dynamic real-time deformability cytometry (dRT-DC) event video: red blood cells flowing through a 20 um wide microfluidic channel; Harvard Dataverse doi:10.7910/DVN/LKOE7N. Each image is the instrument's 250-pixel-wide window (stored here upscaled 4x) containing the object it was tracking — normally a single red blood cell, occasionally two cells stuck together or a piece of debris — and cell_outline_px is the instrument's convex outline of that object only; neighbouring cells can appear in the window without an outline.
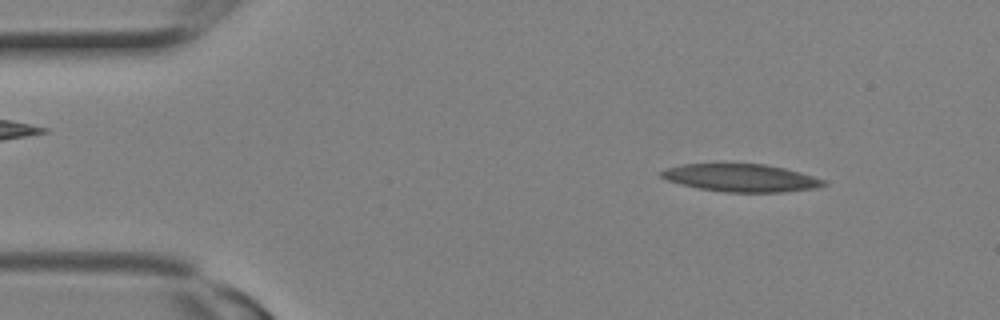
{"species": "Egyptian fruit bat (a non-hibernating species)", "species_latin": "Rousettus aegyptiacus", "temperature_condition": "room temperature", "stored_images_in_passage": 8, "camera_frame_rate_fps": 3000, "um_per_image_px": 0.085, "animal": {"sex": "female"}, "frame": {"image": 1, "passage_image": 2, "time_ms": 0.333, "image_size_px": [1000, 320], "cell_outline_px": [[828, 184], [816, 188], [784, 192], [724, 192], [700, 188], [680, 184], [668, 180], [660, 176], [660, 172], [668, 168], [684, 164], [764, 164], [784, 168], [800, 172], [824, 180]], "centroid_in_image_um": [63.01, 15.12], "position_along_channel_um": 22.0, "area_um2": 25.95}}
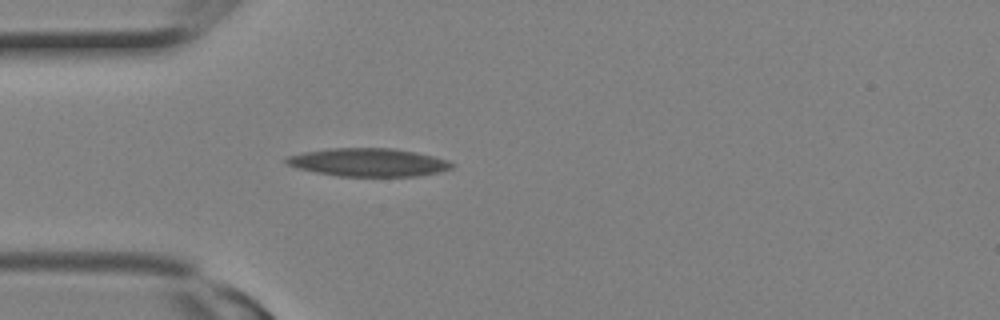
{"frame": {"image": 2, "passage_image": 6, "time_ms": 1.667, "image_size_px": [1000, 320], "cell_outline_px": [[456, 164], [452, 168], [436, 172], [416, 176], [336, 176], [296, 168], [284, 164], [284, 160], [288, 156], [304, 152], [328, 148], [392, 148], [416, 152], [448, 160]], "centroid_in_image_um": [31.27, 13.79], "position_along_channel_um": 53.7, "area_um2": 27.17}}
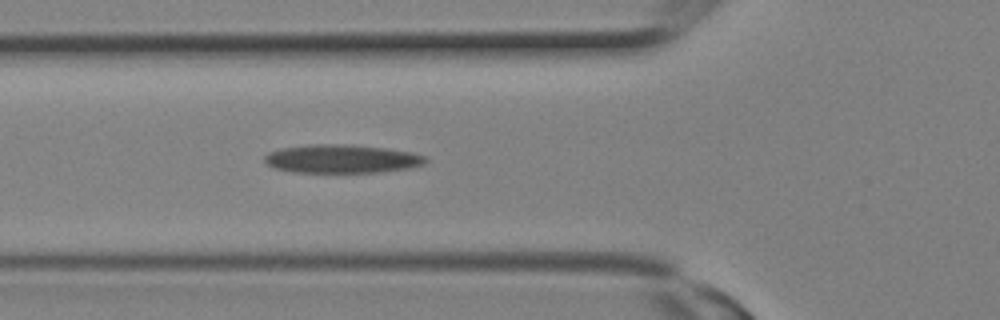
{"frame": {"image": 3, "passage_image": 8, "time_ms": 2.333, "image_size_px": [1000, 320], "cell_outline_px": [[428, 160], [424, 164], [412, 168], [380, 172], [292, 172], [276, 168], [268, 164], [264, 160], [264, 156], [268, 152], [284, 148], [312, 144], [352, 144], [384, 148], [412, 152], [424, 156]], "centroid_in_image_um": [29.09, 13.5], "position_along_channel_um": 96.7, "area_um2": 26.7}}